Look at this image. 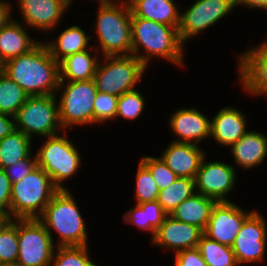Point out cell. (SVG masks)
Instances as JSON below:
<instances>
[{
    "instance_id": "cell-1",
    "label": "cell",
    "mask_w": 267,
    "mask_h": 266,
    "mask_svg": "<svg viewBox=\"0 0 267 266\" xmlns=\"http://www.w3.org/2000/svg\"><path fill=\"white\" fill-rule=\"evenodd\" d=\"M4 71L29 96L53 95L60 83L59 63L45 43L2 64Z\"/></svg>"
},
{
    "instance_id": "cell-2",
    "label": "cell",
    "mask_w": 267,
    "mask_h": 266,
    "mask_svg": "<svg viewBox=\"0 0 267 266\" xmlns=\"http://www.w3.org/2000/svg\"><path fill=\"white\" fill-rule=\"evenodd\" d=\"M131 35L132 55L146 67L152 55L165 58L179 66L184 64V43L178 28L143 18H131ZM139 47L144 49L145 54H140Z\"/></svg>"
},
{
    "instance_id": "cell-3",
    "label": "cell",
    "mask_w": 267,
    "mask_h": 266,
    "mask_svg": "<svg viewBox=\"0 0 267 266\" xmlns=\"http://www.w3.org/2000/svg\"><path fill=\"white\" fill-rule=\"evenodd\" d=\"M38 220L52 237L51 228L59 236L58 246H85L87 232L85 222L80 214L70 190H59L45 207Z\"/></svg>"
},
{
    "instance_id": "cell-4",
    "label": "cell",
    "mask_w": 267,
    "mask_h": 266,
    "mask_svg": "<svg viewBox=\"0 0 267 266\" xmlns=\"http://www.w3.org/2000/svg\"><path fill=\"white\" fill-rule=\"evenodd\" d=\"M59 191L51 177L36 166L11 189L10 217L13 219H38L51 198Z\"/></svg>"
},
{
    "instance_id": "cell-5",
    "label": "cell",
    "mask_w": 267,
    "mask_h": 266,
    "mask_svg": "<svg viewBox=\"0 0 267 266\" xmlns=\"http://www.w3.org/2000/svg\"><path fill=\"white\" fill-rule=\"evenodd\" d=\"M96 33L103 56L132 55L131 18L128 1L99 5Z\"/></svg>"
},
{
    "instance_id": "cell-6",
    "label": "cell",
    "mask_w": 267,
    "mask_h": 266,
    "mask_svg": "<svg viewBox=\"0 0 267 266\" xmlns=\"http://www.w3.org/2000/svg\"><path fill=\"white\" fill-rule=\"evenodd\" d=\"M104 64L98 62L94 81L98 92L120 96L135 90L146 66L133 55L103 56Z\"/></svg>"
},
{
    "instance_id": "cell-7",
    "label": "cell",
    "mask_w": 267,
    "mask_h": 266,
    "mask_svg": "<svg viewBox=\"0 0 267 266\" xmlns=\"http://www.w3.org/2000/svg\"><path fill=\"white\" fill-rule=\"evenodd\" d=\"M55 94L29 96L15 115L17 130L33 139L37 134L45 138L57 135L63 129L59 118V105Z\"/></svg>"
},
{
    "instance_id": "cell-8",
    "label": "cell",
    "mask_w": 267,
    "mask_h": 266,
    "mask_svg": "<svg viewBox=\"0 0 267 266\" xmlns=\"http://www.w3.org/2000/svg\"><path fill=\"white\" fill-rule=\"evenodd\" d=\"M67 136L47 137L35 156L37 165L51 177L59 190H67L62 182L74 175L81 163L77 148L66 139Z\"/></svg>"
},
{
    "instance_id": "cell-9",
    "label": "cell",
    "mask_w": 267,
    "mask_h": 266,
    "mask_svg": "<svg viewBox=\"0 0 267 266\" xmlns=\"http://www.w3.org/2000/svg\"><path fill=\"white\" fill-rule=\"evenodd\" d=\"M64 83L60 81L58 86V90L64 88L58 103L63 129L94 124L93 103L98 92L94 79Z\"/></svg>"
},
{
    "instance_id": "cell-10",
    "label": "cell",
    "mask_w": 267,
    "mask_h": 266,
    "mask_svg": "<svg viewBox=\"0 0 267 266\" xmlns=\"http://www.w3.org/2000/svg\"><path fill=\"white\" fill-rule=\"evenodd\" d=\"M38 219H18V259L21 266H51L55 246Z\"/></svg>"
},
{
    "instance_id": "cell-11",
    "label": "cell",
    "mask_w": 267,
    "mask_h": 266,
    "mask_svg": "<svg viewBox=\"0 0 267 266\" xmlns=\"http://www.w3.org/2000/svg\"><path fill=\"white\" fill-rule=\"evenodd\" d=\"M235 7V0H197L180 16L178 27L185 43L208 27L213 26Z\"/></svg>"
},
{
    "instance_id": "cell-12",
    "label": "cell",
    "mask_w": 267,
    "mask_h": 266,
    "mask_svg": "<svg viewBox=\"0 0 267 266\" xmlns=\"http://www.w3.org/2000/svg\"><path fill=\"white\" fill-rule=\"evenodd\" d=\"M265 218L253 211L243 222L231 249L238 265L263 261L267 242Z\"/></svg>"
},
{
    "instance_id": "cell-13",
    "label": "cell",
    "mask_w": 267,
    "mask_h": 266,
    "mask_svg": "<svg viewBox=\"0 0 267 266\" xmlns=\"http://www.w3.org/2000/svg\"><path fill=\"white\" fill-rule=\"evenodd\" d=\"M205 158L194 179L196 192L216 202H229L225 196L235 187V168L224 162H206Z\"/></svg>"
},
{
    "instance_id": "cell-14",
    "label": "cell",
    "mask_w": 267,
    "mask_h": 266,
    "mask_svg": "<svg viewBox=\"0 0 267 266\" xmlns=\"http://www.w3.org/2000/svg\"><path fill=\"white\" fill-rule=\"evenodd\" d=\"M233 202H216L203 234L209 239L231 247L244 220L252 213Z\"/></svg>"
},
{
    "instance_id": "cell-15",
    "label": "cell",
    "mask_w": 267,
    "mask_h": 266,
    "mask_svg": "<svg viewBox=\"0 0 267 266\" xmlns=\"http://www.w3.org/2000/svg\"><path fill=\"white\" fill-rule=\"evenodd\" d=\"M203 231L193 225L180 222L168 215L156 230L151 243L179 252L198 246Z\"/></svg>"
},
{
    "instance_id": "cell-16",
    "label": "cell",
    "mask_w": 267,
    "mask_h": 266,
    "mask_svg": "<svg viewBox=\"0 0 267 266\" xmlns=\"http://www.w3.org/2000/svg\"><path fill=\"white\" fill-rule=\"evenodd\" d=\"M19 6L24 25L43 31L56 27L68 9L67 0H19Z\"/></svg>"
},
{
    "instance_id": "cell-17",
    "label": "cell",
    "mask_w": 267,
    "mask_h": 266,
    "mask_svg": "<svg viewBox=\"0 0 267 266\" xmlns=\"http://www.w3.org/2000/svg\"><path fill=\"white\" fill-rule=\"evenodd\" d=\"M170 128L176 134L175 142L197 145L210 136L211 121L195 108L176 110L171 115Z\"/></svg>"
},
{
    "instance_id": "cell-18",
    "label": "cell",
    "mask_w": 267,
    "mask_h": 266,
    "mask_svg": "<svg viewBox=\"0 0 267 266\" xmlns=\"http://www.w3.org/2000/svg\"><path fill=\"white\" fill-rule=\"evenodd\" d=\"M205 156L197 145L173 141L161 158L178 177L195 179Z\"/></svg>"
},
{
    "instance_id": "cell-19",
    "label": "cell",
    "mask_w": 267,
    "mask_h": 266,
    "mask_svg": "<svg viewBox=\"0 0 267 266\" xmlns=\"http://www.w3.org/2000/svg\"><path fill=\"white\" fill-rule=\"evenodd\" d=\"M239 80L251 95L267 96V58L257 47L239 56Z\"/></svg>"
},
{
    "instance_id": "cell-20",
    "label": "cell",
    "mask_w": 267,
    "mask_h": 266,
    "mask_svg": "<svg viewBox=\"0 0 267 266\" xmlns=\"http://www.w3.org/2000/svg\"><path fill=\"white\" fill-rule=\"evenodd\" d=\"M245 118L237 108L220 109L211 121L210 136L219 144L230 147L248 132Z\"/></svg>"
},
{
    "instance_id": "cell-21",
    "label": "cell",
    "mask_w": 267,
    "mask_h": 266,
    "mask_svg": "<svg viewBox=\"0 0 267 266\" xmlns=\"http://www.w3.org/2000/svg\"><path fill=\"white\" fill-rule=\"evenodd\" d=\"M132 18H143L179 27L180 12L173 0H128Z\"/></svg>"
},
{
    "instance_id": "cell-22",
    "label": "cell",
    "mask_w": 267,
    "mask_h": 266,
    "mask_svg": "<svg viewBox=\"0 0 267 266\" xmlns=\"http://www.w3.org/2000/svg\"><path fill=\"white\" fill-rule=\"evenodd\" d=\"M20 22L10 20L0 29V63L29 52L38 43L30 39V35Z\"/></svg>"
},
{
    "instance_id": "cell-23",
    "label": "cell",
    "mask_w": 267,
    "mask_h": 266,
    "mask_svg": "<svg viewBox=\"0 0 267 266\" xmlns=\"http://www.w3.org/2000/svg\"><path fill=\"white\" fill-rule=\"evenodd\" d=\"M215 204L214 199L196 192L182 201L169 215L175 220L196 226L204 232Z\"/></svg>"
},
{
    "instance_id": "cell-24",
    "label": "cell",
    "mask_w": 267,
    "mask_h": 266,
    "mask_svg": "<svg viewBox=\"0 0 267 266\" xmlns=\"http://www.w3.org/2000/svg\"><path fill=\"white\" fill-rule=\"evenodd\" d=\"M235 162L250 169L261 164L267 156V137L260 132L249 131L230 146Z\"/></svg>"
},
{
    "instance_id": "cell-25",
    "label": "cell",
    "mask_w": 267,
    "mask_h": 266,
    "mask_svg": "<svg viewBox=\"0 0 267 266\" xmlns=\"http://www.w3.org/2000/svg\"><path fill=\"white\" fill-rule=\"evenodd\" d=\"M99 58L88 50L69 55L59 62L60 81H87L94 79Z\"/></svg>"
},
{
    "instance_id": "cell-26",
    "label": "cell",
    "mask_w": 267,
    "mask_h": 266,
    "mask_svg": "<svg viewBox=\"0 0 267 266\" xmlns=\"http://www.w3.org/2000/svg\"><path fill=\"white\" fill-rule=\"evenodd\" d=\"M90 36H86L85 32L78 25H73L64 30L55 41L45 43L51 56L59 63L65 57L94 49L89 46ZM90 47V48H89Z\"/></svg>"
},
{
    "instance_id": "cell-27",
    "label": "cell",
    "mask_w": 267,
    "mask_h": 266,
    "mask_svg": "<svg viewBox=\"0 0 267 266\" xmlns=\"http://www.w3.org/2000/svg\"><path fill=\"white\" fill-rule=\"evenodd\" d=\"M31 142V138L20 130L5 136L0 141V169H5L32 153Z\"/></svg>"
},
{
    "instance_id": "cell-28",
    "label": "cell",
    "mask_w": 267,
    "mask_h": 266,
    "mask_svg": "<svg viewBox=\"0 0 267 266\" xmlns=\"http://www.w3.org/2000/svg\"><path fill=\"white\" fill-rule=\"evenodd\" d=\"M29 95L4 71H0V113L15 117Z\"/></svg>"
},
{
    "instance_id": "cell-29",
    "label": "cell",
    "mask_w": 267,
    "mask_h": 266,
    "mask_svg": "<svg viewBox=\"0 0 267 266\" xmlns=\"http://www.w3.org/2000/svg\"><path fill=\"white\" fill-rule=\"evenodd\" d=\"M194 193H196L194 179L178 177L168 187L159 191L157 201L170 214L182 201Z\"/></svg>"
},
{
    "instance_id": "cell-30",
    "label": "cell",
    "mask_w": 267,
    "mask_h": 266,
    "mask_svg": "<svg viewBox=\"0 0 267 266\" xmlns=\"http://www.w3.org/2000/svg\"><path fill=\"white\" fill-rule=\"evenodd\" d=\"M197 248L208 266H238L231 247L201 236Z\"/></svg>"
},
{
    "instance_id": "cell-31",
    "label": "cell",
    "mask_w": 267,
    "mask_h": 266,
    "mask_svg": "<svg viewBox=\"0 0 267 266\" xmlns=\"http://www.w3.org/2000/svg\"><path fill=\"white\" fill-rule=\"evenodd\" d=\"M57 248L58 251L53 254L52 266H98L89 259L87 245Z\"/></svg>"
},
{
    "instance_id": "cell-32",
    "label": "cell",
    "mask_w": 267,
    "mask_h": 266,
    "mask_svg": "<svg viewBox=\"0 0 267 266\" xmlns=\"http://www.w3.org/2000/svg\"><path fill=\"white\" fill-rule=\"evenodd\" d=\"M18 219H13L0 233V264L17 263Z\"/></svg>"
},
{
    "instance_id": "cell-33",
    "label": "cell",
    "mask_w": 267,
    "mask_h": 266,
    "mask_svg": "<svg viewBox=\"0 0 267 266\" xmlns=\"http://www.w3.org/2000/svg\"><path fill=\"white\" fill-rule=\"evenodd\" d=\"M159 191L149 169L140 161L136 176V204L157 200Z\"/></svg>"
},
{
    "instance_id": "cell-34",
    "label": "cell",
    "mask_w": 267,
    "mask_h": 266,
    "mask_svg": "<svg viewBox=\"0 0 267 266\" xmlns=\"http://www.w3.org/2000/svg\"><path fill=\"white\" fill-rule=\"evenodd\" d=\"M144 98L138 90L126 92L118 97L116 117L136 119L144 107Z\"/></svg>"
},
{
    "instance_id": "cell-35",
    "label": "cell",
    "mask_w": 267,
    "mask_h": 266,
    "mask_svg": "<svg viewBox=\"0 0 267 266\" xmlns=\"http://www.w3.org/2000/svg\"><path fill=\"white\" fill-rule=\"evenodd\" d=\"M141 162L149 169L159 190L165 189L178 178L161 157L145 156L142 157Z\"/></svg>"
},
{
    "instance_id": "cell-36",
    "label": "cell",
    "mask_w": 267,
    "mask_h": 266,
    "mask_svg": "<svg viewBox=\"0 0 267 266\" xmlns=\"http://www.w3.org/2000/svg\"><path fill=\"white\" fill-rule=\"evenodd\" d=\"M118 96L97 92L93 103L94 123H103L116 118Z\"/></svg>"
},
{
    "instance_id": "cell-37",
    "label": "cell",
    "mask_w": 267,
    "mask_h": 266,
    "mask_svg": "<svg viewBox=\"0 0 267 266\" xmlns=\"http://www.w3.org/2000/svg\"><path fill=\"white\" fill-rule=\"evenodd\" d=\"M37 166L36 157L31 156V153L24 159L14 162L12 165L3 169L11 183L20 181L28 175Z\"/></svg>"
},
{
    "instance_id": "cell-38",
    "label": "cell",
    "mask_w": 267,
    "mask_h": 266,
    "mask_svg": "<svg viewBox=\"0 0 267 266\" xmlns=\"http://www.w3.org/2000/svg\"><path fill=\"white\" fill-rule=\"evenodd\" d=\"M124 221L128 224L137 225L139 229L148 230L152 233L151 240L154 238L156 230L150 225L149 221H147L146 210H143L139 204H136L135 209L130 208L124 214Z\"/></svg>"
},
{
    "instance_id": "cell-39",
    "label": "cell",
    "mask_w": 267,
    "mask_h": 266,
    "mask_svg": "<svg viewBox=\"0 0 267 266\" xmlns=\"http://www.w3.org/2000/svg\"><path fill=\"white\" fill-rule=\"evenodd\" d=\"M139 205L143 210H146L147 221H149L150 225L155 230L160 227L165 218L169 215L157 200L144 202Z\"/></svg>"
},
{
    "instance_id": "cell-40",
    "label": "cell",
    "mask_w": 267,
    "mask_h": 266,
    "mask_svg": "<svg viewBox=\"0 0 267 266\" xmlns=\"http://www.w3.org/2000/svg\"><path fill=\"white\" fill-rule=\"evenodd\" d=\"M175 266H208L197 247L175 253Z\"/></svg>"
},
{
    "instance_id": "cell-41",
    "label": "cell",
    "mask_w": 267,
    "mask_h": 266,
    "mask_svg": "<svg viewBox=\"0 0 267 266\" xmlns=\"http://www.w3.org/2000/svg\"><path fill=\"white\" fill-rule=\"evenodd\" d=\"M12 183L3 169H0V212L10 216Z\"/></svg>"
},
{
    "instance_id": "cell-42",
    "label": "cell",
    "mask_w": 267,
    "mask_h": 266,
    "mask_svg": "<svg viewBox=\"0 0 267 266\" xmlns=\"http://www.w3.org/2000/svg\"><path fill=\"white\" fill-rule=\"evenodd\" d=\"M16 130L15 117L0 113V141Z\"/></svg>"
},
{
    "instance_id": "cell-43",
    "label": "cell",
    "mask_w": 267,
    "mask_h": 266,
    "mask_svg": "<svg viewBox=\"0 0 267 266\" xmlns=\"http://www.w3.org/2000/svg\"><path fill=\"white\" fill-rule=\"evenodd\" d=\"M12 6L6 1L0 0V29L7 24L11 19Z\"/></svg>"
},
{
    "instance_id": "cell-44",
    "label": "cell",
    "mask_w": 267,
    "mask_h": 266,
    "mask_svg": "<svg viewBox=\"0 0 267 266\" xmlns=\"http://www.w3.org/2000/svg\"><path fill=\"white\" fill-rule=\"evenodd\" d=\"M245 5L248 8L267 10V0H235V6Z\"/></svg>"
},
{
    "instance_id": "cell-45",
    "label": "cell",
    "mask_w": 267,
    "mask_h": 266,
    "mask_svg": "<svg viewBox=\"0 0 267 266\" xmlns=\"http://www.w3.org/2000/svg\"><path fill=\"white\" fill-rule=\"evenodd\" d=\"M12 220L8 214L0 212V233Z\"/></svg>"
},
{
    "instance_id": "cell-46",
    "label": "cell",
    "mask_w": 267,
    "mask_h": 266,
    "mask_svg": "<svg viewBox=\"0 0 267 266\" xmlns=\"http://www.w3.org/2000/svg\"><path fill=\"white\" fill-rule=\"evenodd\" d=\"M72 1L73 0H67V5H68V7L70 6V4L72 3ZM100 2H99V5L101 6V5H109V4H114V3H118V2H120V1H126V0H118V1H116V0H99Z\"/></svg>"
},
{
    "instance_id": "cell-47",
    "label": "cell",
    "mask_w": 267,
    "mask_h": 266,
    "mask_svg": "<svg viewBox=\"0 0 267 266\" xmlns=\"http://www.w3.org/2000/svg\"><path fill=\"white\" fill-rule=\"evenodd\" d=\"M262 43L257 49L267 58V41Z\"/></svg>"
},
{
    "instance_id": "cell-48",
    "label": "cell",
    "mask_w": 267,
    "mask_h": 266,
    "mask_svg": "<svg viewBox=\"0 0 267 266\" xmlns=\"http://www.w3.org/2000/svg\"><path fill=\"white\" fill-rule=\"evenodd\" d=\"M0 266H21V265L18 263H2L0 264Z\"/></svg>"
}]
</instances>
